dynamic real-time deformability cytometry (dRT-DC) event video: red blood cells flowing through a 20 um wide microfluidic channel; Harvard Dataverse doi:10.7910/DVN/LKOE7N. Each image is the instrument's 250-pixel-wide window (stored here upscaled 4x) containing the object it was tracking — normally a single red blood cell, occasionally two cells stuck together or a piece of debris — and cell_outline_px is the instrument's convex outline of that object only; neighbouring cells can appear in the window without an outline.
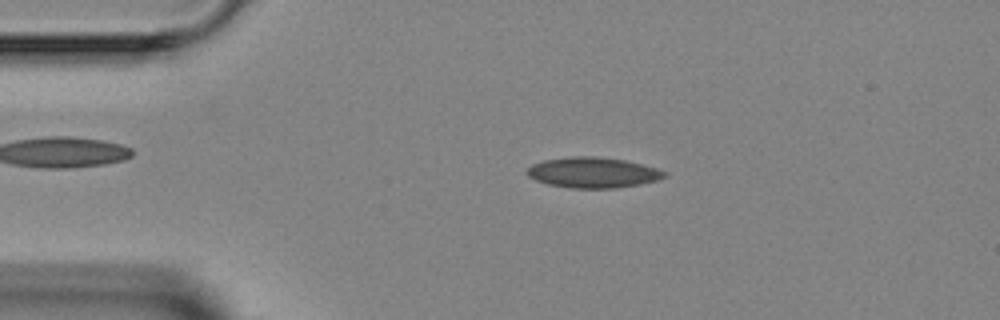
{"species": "Egyptian fruit bat (a non-hibernating species)", "species_latin": "Rousettus aegyptiacus", "temperature_condition": "room temperature", "stored_images_in_passage": 2, "camera_frame_rate_fps": 3000, "um_per_image_px": 0.085, "animal": {"sex": "female"}, "frame": {"image": 1, "passage_image": 2, "time_ms": 1.667, "image_size_px": [1000, 320], "cell_outline_px": [[668, 176], [656, 180], [640, 184], [616, 188], [568, 188], [548, 184], [536, 180], [528, 176], [524, 172], [532, 164], [544, 160], [572, 156], [596, 156], [624, 160], [644, 164], [668, 172]], "centroid_in_image_um": [50.4, 14.66], "position_along_channel_um": 34.6, "area_um2": 24.62}}